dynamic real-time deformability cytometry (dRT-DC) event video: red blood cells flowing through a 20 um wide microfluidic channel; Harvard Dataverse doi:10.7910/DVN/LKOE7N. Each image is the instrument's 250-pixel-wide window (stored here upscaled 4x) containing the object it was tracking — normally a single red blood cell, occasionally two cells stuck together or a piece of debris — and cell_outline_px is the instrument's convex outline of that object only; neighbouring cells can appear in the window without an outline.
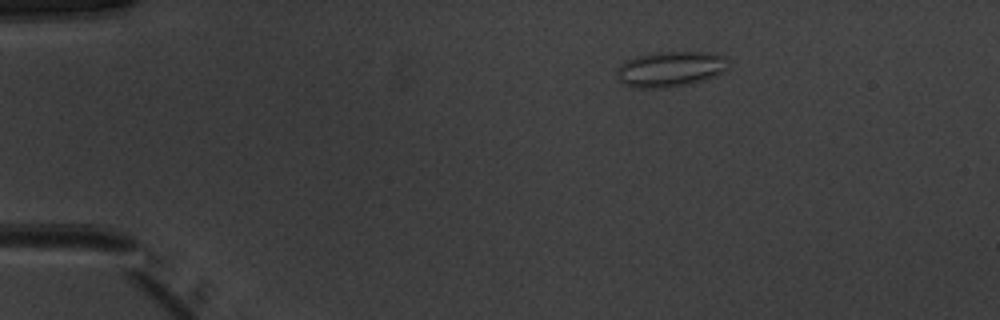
{"species": "common noctule bat (a hibernating species)", "species_latin": "Nyctalus noctula", "temperature_condition": "warm", "stored_images_in_passage": 43, "camera_frame_rate_fps": 3000, "um_per_image_px": 0.085, "animal": {"sex": "male", "body_mass_g": 20.1, "forearm_length_mm": 53.5}, "frame": {"image": 1, "passage_image": 1, "time_ms": 0.0, "image_size_px": [1000, 320], "cell_outline_px": [[728, 68], [724, 72], [716, 76], [704, 80], [684, 84], [652, 88], [632, 88], [624, 84], [616, 76], [620, 64], [636, 56], [656, 52], [716, 52], [724, 56], [728, 60]], "centroid_in_image_um": [57.02, 5.85], "position_along_channel_um": 28.0, "area_um2": 23.0}}
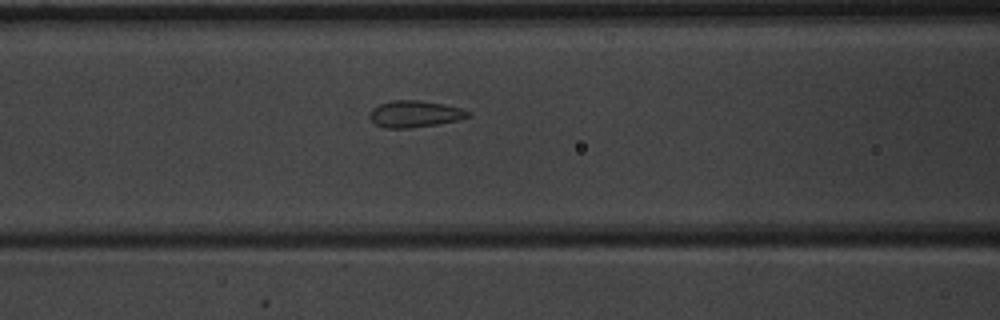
{"frame": {"image": 2, "passage_image": 14, "time_ms": 4.333, "image_size_px": [1000, 320], "cell_outline_px": [[472, 116], [456, 120], [436, 124], [412, 128], [384, 128], [376, 124], [368, 116], [372, 108], [380, 104], [392, 100], [420, 100], [444, 104], [460, 108], [472, 112]], "centroid_in_image_um": [35.26, 9.68], "position_along_channel_um": 131.3, "area_um2": 15.32}}
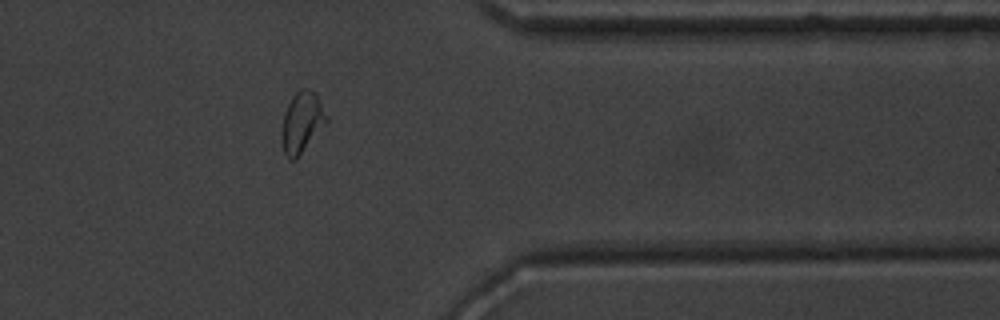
{"frame": {"image": 3, "passage_image": 34, "time_ms": 11.0, "image_size_px": [1000, 320], "cell_outline_px": [[328, 120], [296, 160], [288, 160], [284, 152], [280, 140], [284, 116], [288, 104], [292, 96], [300, 88], [308, 88], [316, 92], [328, 116]], "centroid_in_image_um": [25.66, 10.39], "position_along_channel_um": 385.7, "area_um2": 15.95}, "authors_computed_cell_mechanics": {"area_um2": 15.4326, "velocity_mm_per_s": 3.9732, "shape_relaxation_time_tau1_ms": 5.6931, "shape_relaxation_time_tau2_ms": null, "deformation_change_tau1": 0.1304, "deformation_change_tau2": null}}